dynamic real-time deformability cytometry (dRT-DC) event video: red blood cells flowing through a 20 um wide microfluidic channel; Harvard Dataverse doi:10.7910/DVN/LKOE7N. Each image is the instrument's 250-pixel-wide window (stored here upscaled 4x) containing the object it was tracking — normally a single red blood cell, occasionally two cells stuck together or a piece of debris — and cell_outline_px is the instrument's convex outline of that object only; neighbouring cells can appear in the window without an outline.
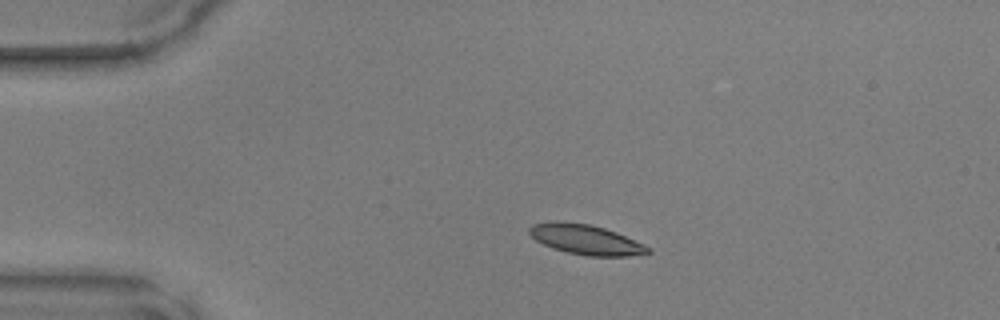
{"species": "common noctule bat (a hibernating species)", "species_latin": "Nyctalus noctula", "temperature_condition": "warm", "stored_images_in_passage": 40, "camera_frame_rate_fps": 3000, "um_per_image_px": 0.085, "animal": {"sex": "male", "body_mass_g": 17.9, "forearm_length_mm": 54.2}, "frame": {"image": 1, "passage_image": 1, "time_ms": 0.0, "image_size_px": [1000, 320], "cell_outline_px": [[652, 252], [628, 256], [588, 256], [568, 252], [552, 248], [536, 240], [528, 232], [528, 228], [532, 224], [556, 220], [592, 224], [616, 232], [644, 244], [652, 248]], "centroid_in_image_um": [49.79, 20.35], "position_along_channel_um": 35.2, "area_um2": 20.81}}
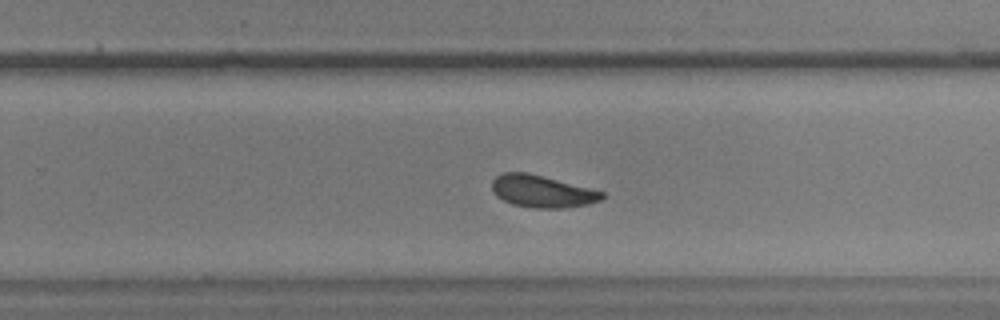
{"frame": {"image": 2, "passage_image": 22, "time_ms": 7.0, "image_size_px": [1000, 320], "cell_outline_px": [[604, 196], [600, 200], [588, 204], [560, 208], [532, 208], [512, 204], [496, 196], [492, 188], [492, 180], [496, 176], [504, 172], [528, 172], [604, 192]], "centroid_in_image_um": [46.04, 16.26], "position_along_channel_um": 283.8, "area_um2": 20.46}}
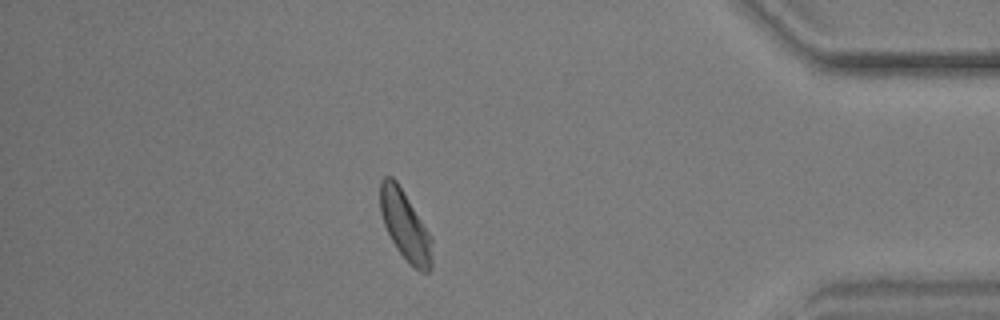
{"frame": {"image": 3, "passage_image": 33, "time_ms": 10.667, "image_size_px": [1000, 320], "cell_outline_px": [[432, 268], [428, 272], [420, 272], [396, 248], [384, 224], [380, 212], [380, 180], [384, 176], [392, 176], [396, 180], [404, 192], [432, 236]], "centroid_in_image_um": [34.45, 19.15], "position_along_channel_um": 400.8, "area_um2": 20.87}}